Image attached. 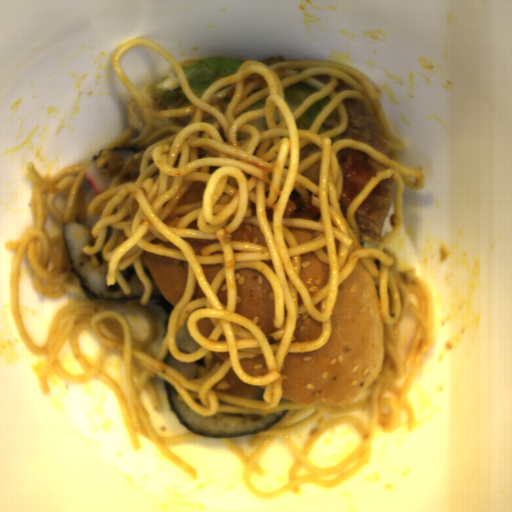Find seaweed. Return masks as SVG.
<instances>
[{
    "mask_svg": "<svg viewBox=\"0 0 512 512\" xmlns=\"http://www.w3.org/2000/svg\"><path fill=\"white\" fill-rule=\"evenodd\" d=\"M163 383H164L166 400L168 402V405H169L170 410H171L172 414L174 415V417L177 419V421L180 423V425L182 427H184L189 432L192 431V432L198 434L200 437H209V438H216V439H224L225 440V439H229V438L244 437V436H248V435L257 434V433H260L262 431H265V430L270 429L271 427H273L275 424H277L285 416V414L289 410L288 409V410L279 412L265 427L256 428V429H252V430H246V431L227 433V434L200 433L194 427H192L183 418V416L175 409L173 398H172V394H171V390H170L169 381H165V379H164Z\"/></svg>",
    "mask_w": 512,
    "mask_h": 512,
    "instance_id": "seaweed-1",
    "label": "seaweed"
}]
</instances>
